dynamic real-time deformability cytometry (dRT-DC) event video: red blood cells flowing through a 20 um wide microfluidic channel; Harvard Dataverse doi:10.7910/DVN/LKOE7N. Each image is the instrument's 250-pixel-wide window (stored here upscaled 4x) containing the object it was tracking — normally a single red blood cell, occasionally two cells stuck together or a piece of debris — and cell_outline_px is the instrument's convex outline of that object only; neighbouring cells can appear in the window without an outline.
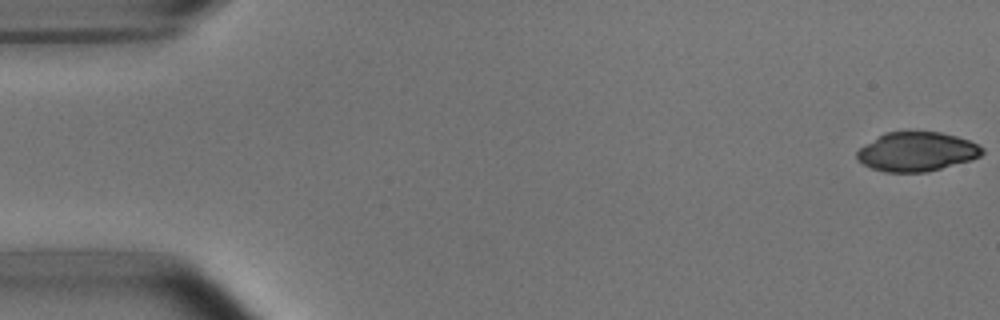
{"species": "common noctule bat (a hibernating species)", "species_latin": "Nyctalus noctula", "temperature_condition": "room temperature", "stored_images_in_passage": 52, "camera_frame_rate_fps": 3000, "um_per_image_px": 0.085, "animal": {"sex": "male", "body_mass_g": 15.6}, "frame": {"image": 1, "passage_image": 1, "time_ms": 0.0, "image_size_px": [1000, 320], "cell_outline_px": [[984, 152], [980, 156], [972, 160], [928, 172], [884, 172], [872, 168], [864, 164], [856, 156], [856, 152], [860, 148], [884, 132], [940, 132], [956, 136], [968, 140], [984, 148]], "centroid_in_image_um": [77.95, 12.9], "position_along_channel_um": 7.1, "area_um2": 28.5}}
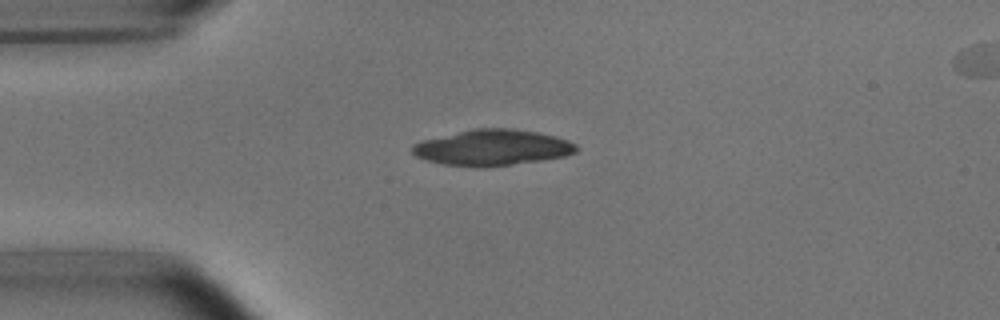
{"frame": {"image": 2, "passage_image": 13, "time_ms": 4.0, "image_size_px": [1000, 320], "cell_outline_px": [[580, 148], [576, 152], [564, 156], [540, 160], [512, 164], [444, 164], [428, 160], [416, 156], [412, 152], [412, 144], [420, 140], [472, 128], [516, 128], [556, 136], [568, 140], [576, 144]], "centroid_in_image_um": [41.87, 12.49], "position_along_channel_um": 43.1, "area_um2": 33.52}}